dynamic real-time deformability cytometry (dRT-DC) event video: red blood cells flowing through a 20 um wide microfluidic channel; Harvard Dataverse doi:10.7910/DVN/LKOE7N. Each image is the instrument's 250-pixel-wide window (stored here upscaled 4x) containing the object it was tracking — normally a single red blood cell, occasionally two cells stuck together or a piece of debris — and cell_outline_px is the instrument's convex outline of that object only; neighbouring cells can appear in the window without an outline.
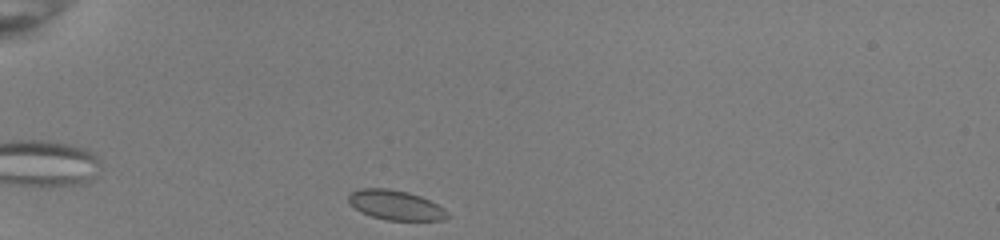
{"species": "common noctule bat (a hibernating species)", "species_latin": "Nyctalus noctula", "temperature_condition": "room temperature", "stored_images_in_passage": 29, "camera_frame_rate_fps": 3000, "um_per_image_px": 0.085, "animal": {"sex": "female", "body_mass_g": 22.0, "forearm_length_mm": 56.7}, "frame": {"image": 1, "passage_image": 1, "time_ms": 0.0, "image_size_px": [1000, 240], "cell_outline_px": [[448, 216], [444, 220], [388, 220], [372, 216], [356, 208], [348, 200], [348, 196], [352, 192], [364, 188], [384, 188], [408, 192], [420, 196], [444, 208], [448, 212]], "centroid_in_image_um": [33.66, 17.43], "position_along_channel_um": 51.3, "area_um2": 16.7}}
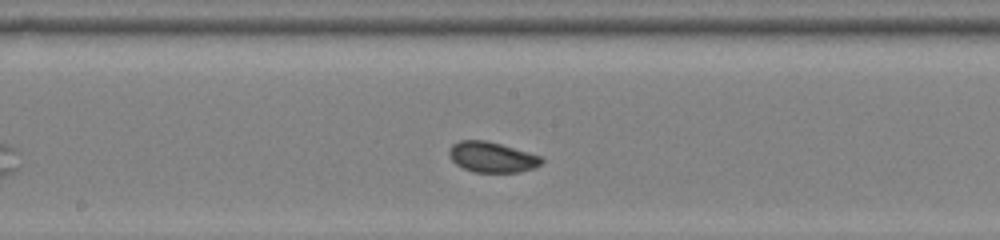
{"frame": {"image": 2, "passage_image": 15, "time_ms": 4.667, "image_size_px": [1000, 240], "cell_outline_px": [[544, 160], [536, 168], [520, 172], [476, 172], [464, 168], [456, 164], [452, 160], [448, 152], [452, 144], [460, 140], [484, 140], [500, 144], [540, 156]], "centroid_in_image_um": [41.81, 13.36], "position_along_channel_um": 206.4, "area_um2": 16.24}}
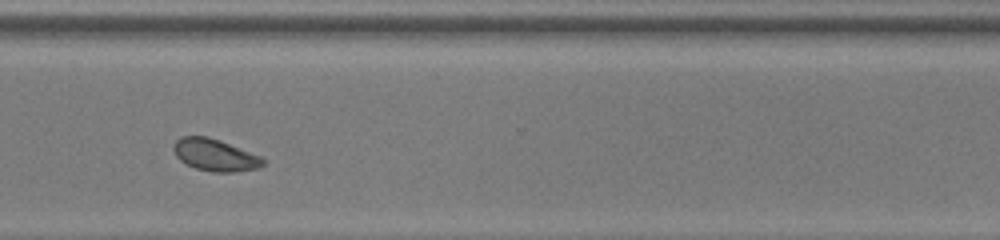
{"frame": {"image": 3, "passage_image": 26, "time_ms": 8.333, "image_size_px": [1000, 240], "cell_outline_px": [[264, 164], [256, 168], [236, 172], [212, 172], [196, 168], [180, 160], [176, 156], [172, 148], [176, 140], [180, 136], [208, 136], [220, 140], [260, 156], [264, 160]], "centroid_in_image_um": [18.24, 13.16], "position_along_channel_um": 352.4, "area_um2": 16.59}, "authors_computed_cell_mechanics": {"area_um2": 16.5308, "velocity_mm_per_s": 3.9672, "shape_relaxation_time_tau1_ms": 6.5676, "shape_relaxation_time_tau2_ms": 0.8683, "deformation_change_tau1": 0.0778, "deformation_change_tau2": 0.0331}}